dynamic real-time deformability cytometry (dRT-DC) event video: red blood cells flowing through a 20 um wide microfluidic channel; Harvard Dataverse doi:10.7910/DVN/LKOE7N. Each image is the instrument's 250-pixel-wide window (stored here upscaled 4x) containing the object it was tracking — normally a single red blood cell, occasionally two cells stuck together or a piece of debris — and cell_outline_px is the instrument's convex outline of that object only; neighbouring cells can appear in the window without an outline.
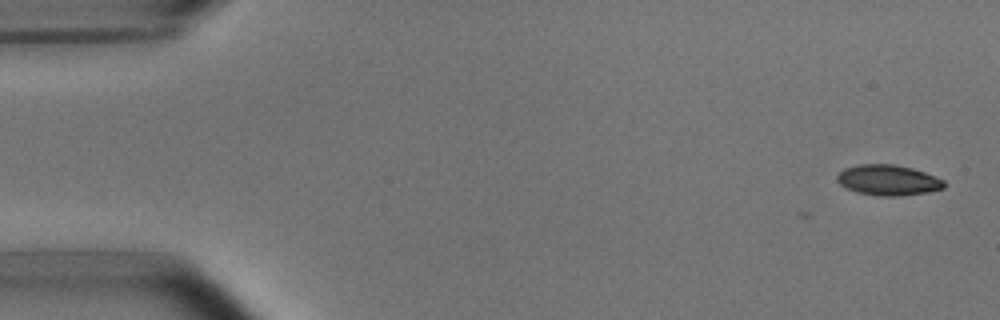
{"species": "common noctule bat (a hibernating species)", "species_latin": "Nyctalus noctula", "temperature_condition": "room temperature", "stored_images_in_passage": 5, "camera_frame_rate_fps": 3000, "um_per_image_px": 0.085, "animal": {"sex": "male", "body_mass_g": 15.6}, "frame": {"image": 1, "passage_image": 1, "time_ms": 0.0, "image_size_px": [1000, 320], "cell_outline_px": [[944, 188], [928, 192], [900, 196], [880, 196], [860, 192], [848, 188], [840, 184], [836, 180], [836, 176], [844, 168], [860, 164], [896, 164], [912, 168], [924, 172], [944, 180]], "centroid_in_image_um": [75.49, 15.3], "position_along_channel_um": 9.5, "area_um2": 18.9}}
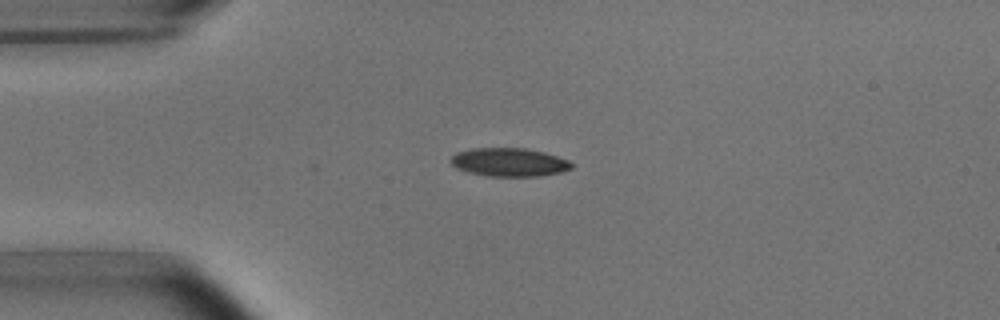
{"frame": {"image": 2, "passage_image": 4, "time_ms": 3.667, "image_size_px": [1000, 320], "cell_outline_px": [[572, 168], [560, 172], [536, 176], [488, 176], [468, 172], [456, 168], [448, 160], [456, 152], [472, 148], [524, 148], [544, 152], [568, 160], [572, 164]], "centroid_in_image_um": [43.23, 13.78], "position_along_channel_um": 41.8, "area_um2": 19.94}}